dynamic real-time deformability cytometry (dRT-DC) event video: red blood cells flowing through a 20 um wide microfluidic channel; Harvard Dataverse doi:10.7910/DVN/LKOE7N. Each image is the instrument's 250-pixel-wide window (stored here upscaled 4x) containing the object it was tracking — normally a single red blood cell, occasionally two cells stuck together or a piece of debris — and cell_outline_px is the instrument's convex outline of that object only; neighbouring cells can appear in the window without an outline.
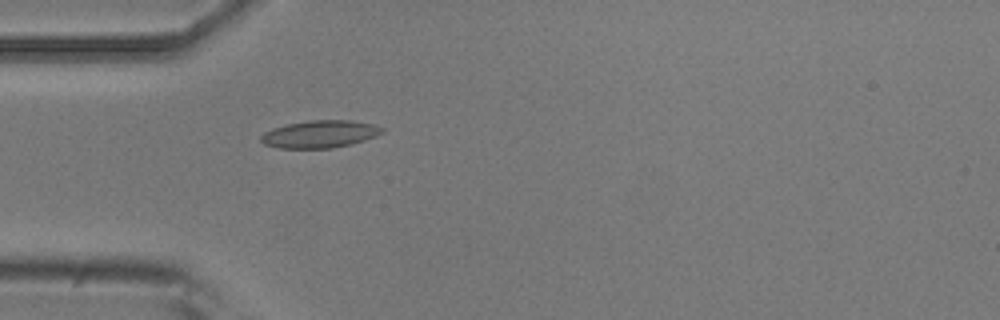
{"species": "common noctule bat (a hibernating species)", "species_latin": "Nyctalus noctula", "temperature_condition": "room temperature", "stored_images_in_passage": 2, "camera_frame_rate_fps": 3000, "um_per_image_px": 0.085, "animal": {"sex": "male", "body_mass_g": 20.5, "forearm_length_mm": 52.5}, "frame": {"image": 1, "passage_image": 2, "time_ms": 1.0, "image_size_px": [1000, 320], "cell_outline_px": [[384, 132], [376, 136], [364, 140], [332, 148], [280, 148], [264, 144], [260, 140], [260, 136], [264, 132], [272, 128], [288, 124], [308, 120], [352, 120], [372, 124], [384, 128]], "centroid_in_image_um": [27.18, 11.39], "position_along_channel_um": 57.8, "area_um2": 19.31}}